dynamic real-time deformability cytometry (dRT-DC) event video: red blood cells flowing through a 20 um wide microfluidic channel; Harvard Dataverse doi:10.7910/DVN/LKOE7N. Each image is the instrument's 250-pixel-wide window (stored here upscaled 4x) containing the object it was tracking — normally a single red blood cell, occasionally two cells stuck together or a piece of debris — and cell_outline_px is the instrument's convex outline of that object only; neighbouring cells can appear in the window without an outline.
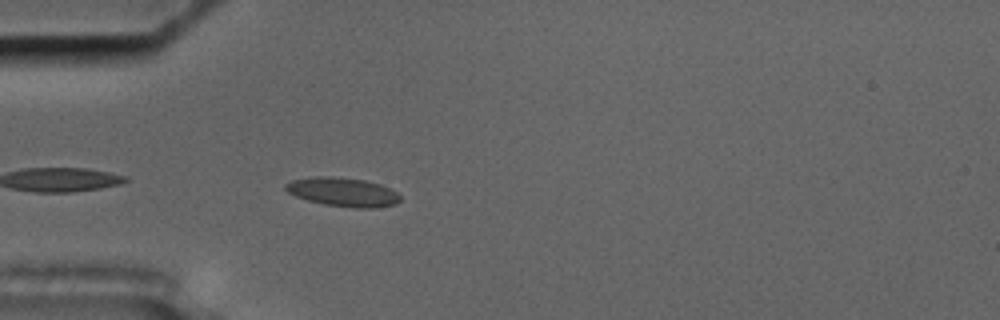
{"species": "common noctule bat (a hibernating species)", "species_latin": "Nyctalus noctula", "temperature_condition": "cold", "stored_images_in_passage": 9, "camera_frame_rate_fps": 3000, "um_per_image_px": 0.085, "animal": {"sex": "male", "body_mass_g": 17.5, "forearm_length_mm": 52.3}, "frame": {"image": 1, "passage_image": 3, "time_ms": 0.667, "image_size_px": [1000, 320], "cell_outline_px": [[400, 200], [396, 204], [376, 208], [356, 208], [324, 204], [308, 200], [296, 196], [288, 192], [284, 188], [284, 184], [292, 180], [312, 176], [332, 176], [364, 180], [380, 184], [396, 192], [400, 196]], "centroid_in_image_um": [29.13, 16.32], "position_along_channel_um": 55.9, "area_um2": 19.31}}